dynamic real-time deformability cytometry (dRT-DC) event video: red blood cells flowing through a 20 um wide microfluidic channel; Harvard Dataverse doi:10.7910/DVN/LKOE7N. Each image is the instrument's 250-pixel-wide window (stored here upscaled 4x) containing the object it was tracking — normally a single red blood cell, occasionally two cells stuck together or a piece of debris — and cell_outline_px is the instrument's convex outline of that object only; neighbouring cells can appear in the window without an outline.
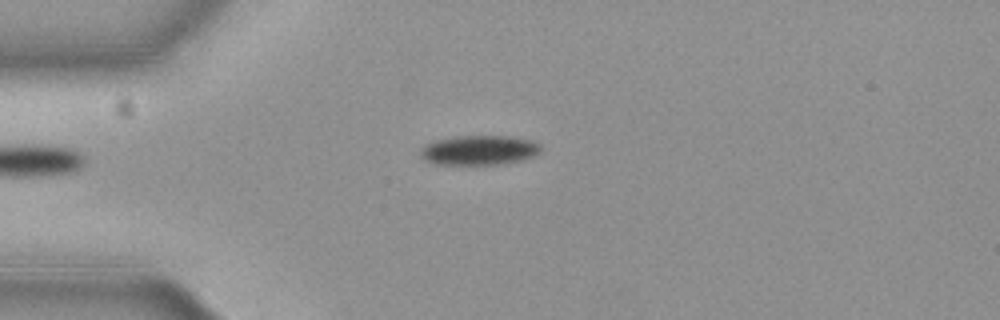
{"species": "common noctule bat (a hibernating species)", "species_latin": "Nyctalus noctula", "temperature_condition": "cold", "stored_images_in_passage": 43, "camera_frame_rate_fps": 3000, "um_per_image_px": 0.085, "animal": {"sex": "female", "body_mass_g": 19.3, "forearm_length_mm": 54.1}, "frame": {"image": 1, "passage_image": 1, "time_ms": 0.0, "image_size_px": [1000, 320], "cell_outline_px": [[540, 152], [532, 156], [520, 160], [500, 164], [432, 164], [424, 160], [420, 156], [420, 152], [428, 144], [436, 140], [460, 136], [504, 136], [532, 140], [540, 144]], "centroid_in_image_um": [40.72, 12.77], "position_along_channel_um": 44.3, "area_um2": 20.46}}
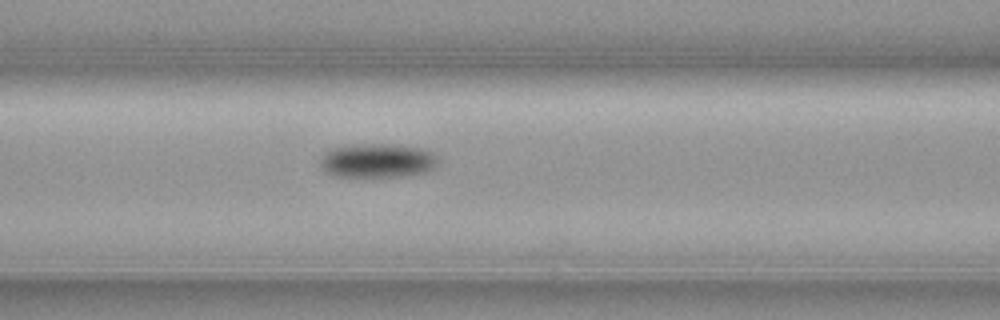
{"frame": {"image": 2, "passage_image": 10, "time_ms": 3.0, "image_size_px": [1000, 320], "cell_outline_px": [[440, 160], [432, 168], [424, 172], [404, 176], [332, 176], [320, 164], [320, 160], [324, 152], [336, 148], [368, 144], [392, 144], [424, 148], [440, 156]], "centroid_in_image_um": [32.15, 13.65], "position_along_channel_um": 134.4, "area_um2": 23.18}}
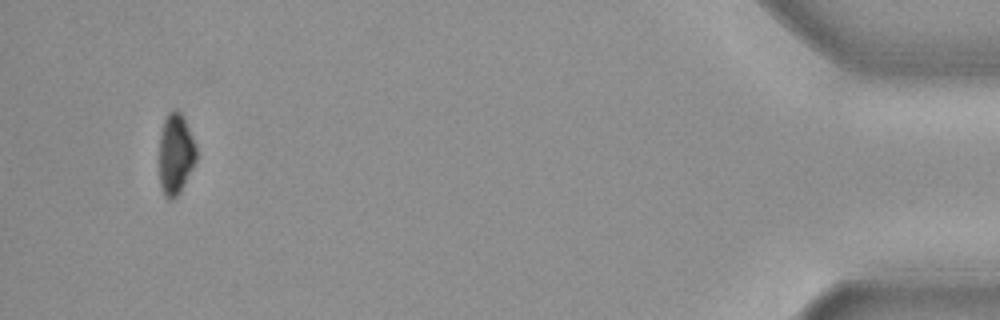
{"frame": {"image": 3, "passage_image": 40, "time_ms": 13.0, "image_size_px": [1000, 320], "cell_outline_px": [[196, 160], [180, 192], [172, 200], [168, 200], [164, 196], [160, 188], [160, 136], [164, 120], [168, 112], [176, 108], [184, 116], [196, 148]], "centroid_in_image_um": [14.92, 13.09], "position_along_channel_um": 420.3, "area_um2": 17.4}}